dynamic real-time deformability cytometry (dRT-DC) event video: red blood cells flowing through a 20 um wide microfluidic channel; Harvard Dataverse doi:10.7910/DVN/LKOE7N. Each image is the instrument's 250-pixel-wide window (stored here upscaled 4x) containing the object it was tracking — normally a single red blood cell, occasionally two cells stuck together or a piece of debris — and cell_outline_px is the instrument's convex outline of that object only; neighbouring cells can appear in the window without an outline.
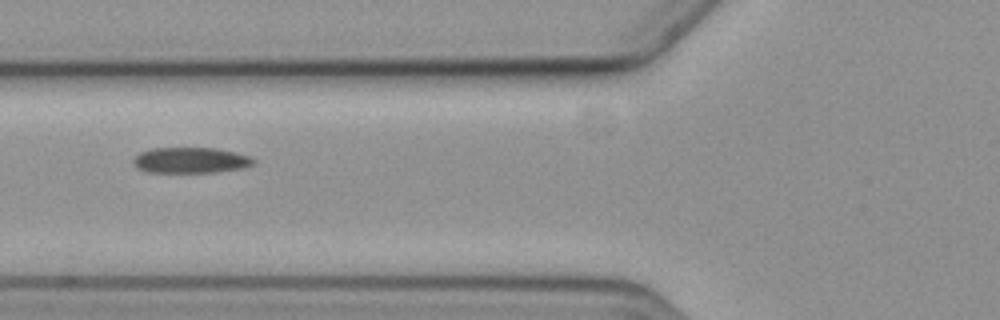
{"species": "common noctule bat (a hibernating species)", "species_latin": "Nyctalus noctula", "temperature_condition": "cold", "stored_images_in_passage": 11, "camera_frame_rate_fps": 3000, "um_per_image_px": 0.085, "animal": {"sex": "female", "body_mass_g": 19.3, "forearm_length_mm": 54.1}, "frame": {"image": 1, "passage_image": 7, "time_ms": 8.0, "image_size_px": [1000, 320], "cell_outline_px": [[256, 160], [252, 164], [244, 168], [216, 172], [148, 172], [136, 168], [132, 164], [132, 160], [140, 152], [152, 148], [216, 148], [236, 152], [248, 156]], "centroid_in_image_um": [16.18, 13.62], "position_along_channel_um": 109.6, "area_um2": 18.09}}